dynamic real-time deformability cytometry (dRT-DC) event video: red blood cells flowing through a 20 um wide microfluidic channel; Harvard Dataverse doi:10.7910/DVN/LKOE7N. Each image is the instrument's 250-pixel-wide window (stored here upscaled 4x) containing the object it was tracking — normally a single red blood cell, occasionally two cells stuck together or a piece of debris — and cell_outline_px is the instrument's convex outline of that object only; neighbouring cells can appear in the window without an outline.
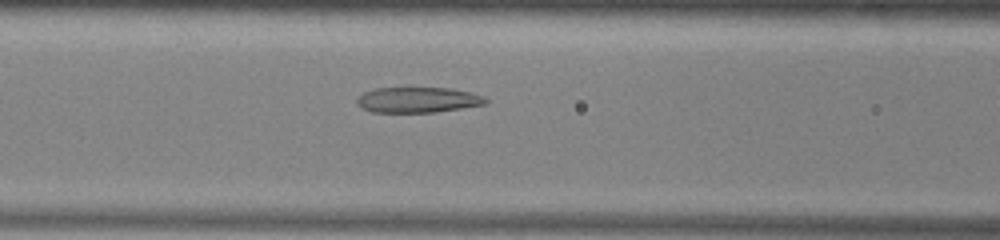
{"species": "common noctule bat (a hibernating species)", "species_latin": "Nyctalus noctula", "temperature_condition": "warm", "stored_images_in_passage": 42, "camera_frame_rate_fps": 3000, "um_per_image_px": 0.085, "animal": {"sex": "male", "body_mass_g": 13.0, "forearm_length_mm": 53.1}, "frame": {"image": 1, "passage_image": 20, "time_ms": 6.333, "image_size_px": [1000, 240], "cell_outline_px": [[488, 100], [484, 104], [436, 112], [372, 112], [360, 108], [356, 104], [356, 100], [364, 92], [376, 88], [452, 88], [484, 96]], "centroid_in_image_um": [35.47, 8.49], "position_along_channel_um": 131.1, "area_um2": 19.02}}
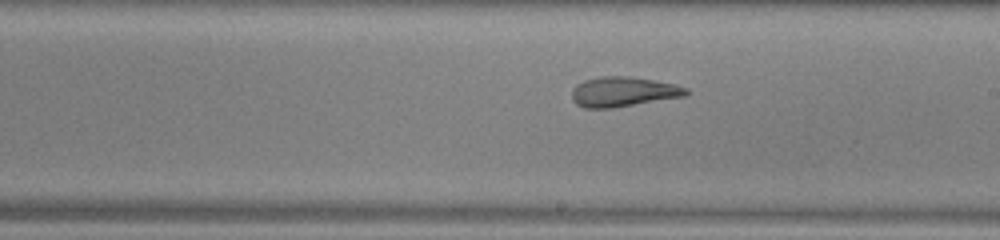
{"frame": {"image": 2, "passage_image": 28, "time_ms": 9.0, "image_size_px": [1000, 240], "cell_outline_px": [[688, 92], [684, 96], [612, 108], [584, 108], [576, 104], [572, 100], [572, 88], [576, 84], [584, 80], [600, 76], [628, 76], [656, 80], [676, 84], [688, 88]], "centroid_in_image_um": [52.95, 7.79], "position_along_channel_um": 236.1, "area_um2": 20.0}}
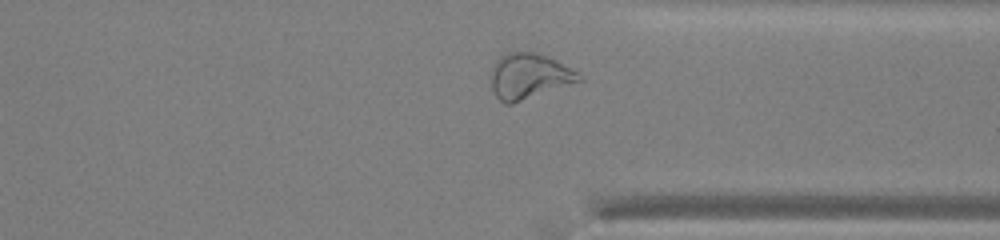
{"frame": {"image": 3, "passage_image": 38, "time_ms": 12.333, "image_size_px": [1000, 240], "cell_outline_px": [[584, 80], [512, 104], [504, 104], [492, 92], [488, 76], [488, 72], [496, 60], [500, 56], [508, 52], [532, 52], [556, 60], [580, 72], [584, 76]], "centroid_in_image_um": [44.94, 6.49], "position_along_channel_um": 366.5, "area_um2": 23.87}, "authors_computed_cell_mechanics": {"area_um2": 21.9062, "velocity_mm_per_s": 3.9463, "shape_relaxation_time_tau1_ms": null, "shape_relaxation_time_tau2_ms": 2.3279, "deformation_change_tau1": null, "deformation_change_tau2": 0.1093}}